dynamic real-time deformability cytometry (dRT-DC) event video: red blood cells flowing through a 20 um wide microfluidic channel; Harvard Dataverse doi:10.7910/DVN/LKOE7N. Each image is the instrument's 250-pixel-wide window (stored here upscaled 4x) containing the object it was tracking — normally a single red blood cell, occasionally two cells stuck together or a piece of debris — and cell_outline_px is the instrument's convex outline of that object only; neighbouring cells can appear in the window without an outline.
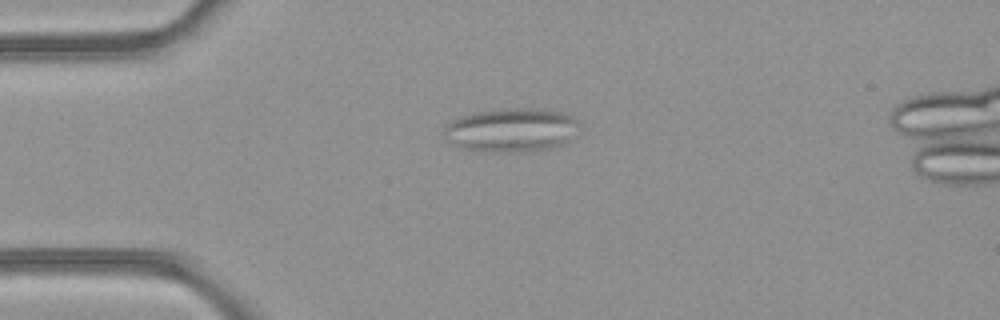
{"species": "common noctule bat (a hibernating species)", "species_latin": "Nyctalus noctula", "temperature_condition": "room temperature", "stored_images_in_passage": 40, "camera_frame_rate_fps": 3000, "um_per_image_px": 0.085, "animal": {"sex": "female", "body_mass_g": 21.9}, "frame": {"image": 1, "passage_image": 4, "time_ms": 1.0, "image_size_px": [1000, 320], "cell_outline_px": [[580, 124], [568, 140], [560, 144], [548, 148], [520, 152], [488, 152], [464, 148], [448, 144], [444, 136], [444, 128], [452, 120], [472, 112], [516, 108], [532, 108], [564, 112], [580, 120]], "centroid_in_image_um": [43.43, 11.05], "position_along_channel_um": 41.6, "area_um2": 34.51}}
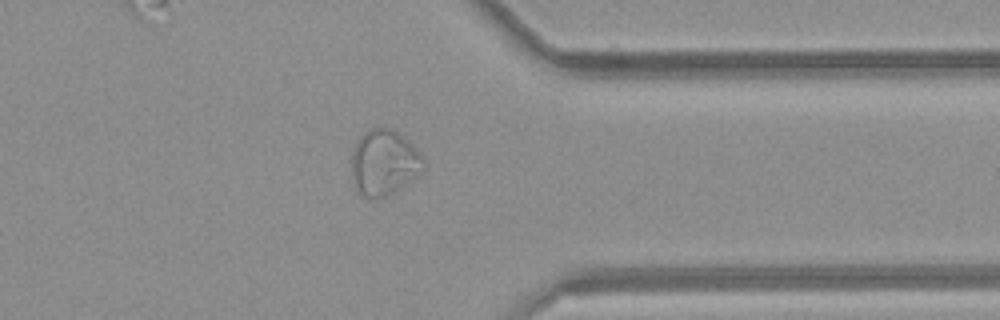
{"frame": {"image": 2, "passage_image": 30, "time_ms": 9.667, "image_size_px": [1000, 320], "cell_outline_px": [[424, 168], [404, 184], [392, 192], [384, 196], [360, 196], [356, 188], [352, 176], [352, 152], [360, 136], [368, 128], [392, 128], [408, 140], [420, 152], [424, 160]], "centroid_in_image_um": [32.62, 13.77], "position_along_channel_um": 378.8, "area_um2": 26.93}}
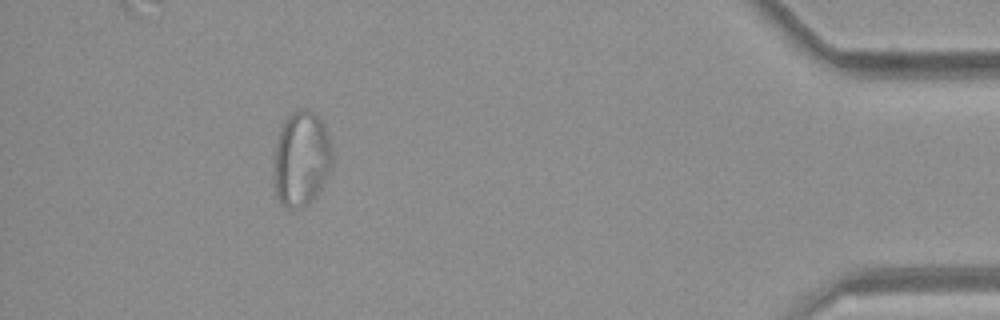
{"frame": {"image": 3, "passage_image": 36, "time_ms": 11.667, "image_size_px": [1000, 320], "cell_outline_px": [[332, 164], [316, 196], [300, 208], [288, 208], [280, 204], [276, 196], [276, 144], [284, 120], [292, 112], [300, 108], [308, 108], [324, 124], [328, 136], [332, 152]], "centroid_in_image_um": [25.63, 13.48], "position_along_channel_um": 409.6, "area_um2": 31.62}, "authors_computed_cell_mechanics": {"area_um2": 25.9811, "velocity_mm_per_s": 4.2509, "shape_relaxation_time_tau1_ms": null, "shape_relaxation_time_tau2_ms": 1.995, "deformation_change_tau1": null, "deformation_change_tau2": 0.0686}}